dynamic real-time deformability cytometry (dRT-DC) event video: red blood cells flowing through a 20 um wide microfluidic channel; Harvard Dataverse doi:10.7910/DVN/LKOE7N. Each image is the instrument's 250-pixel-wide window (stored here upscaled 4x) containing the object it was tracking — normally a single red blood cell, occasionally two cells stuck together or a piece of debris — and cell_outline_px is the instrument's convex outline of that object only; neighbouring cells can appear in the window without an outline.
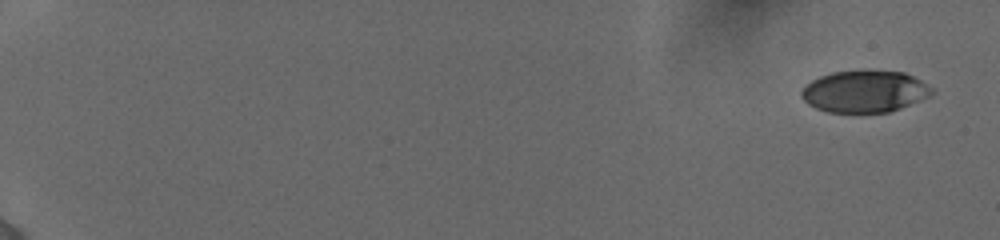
{"species": "human", "species_latin": "Homo sapiens", "temperature_condition": "cold", "stored_images_in_passage": 7, "camera_frame_rate_fps": 3000, "um_per_image_px": 0.085, "donor": {"sex": "female"}, "frame": {"image": 1, "passage_image": 1, "time_ms": 0.0, "image_size_px": [1000, 240], "cell_outline_px": [[936, 92], [920, 100], [900, 108], [888, 112], [828, 112], [816, 108], [808, 104], [800, 96], [800, 92], [812, 80], [820, 76], [832, 72], [904, 72], [920, 80], [932, 88]], "centroid_in_image_um": [73.48, 7.79], "position_along_channel_um": 11.5, "area_um2": 31.15}}
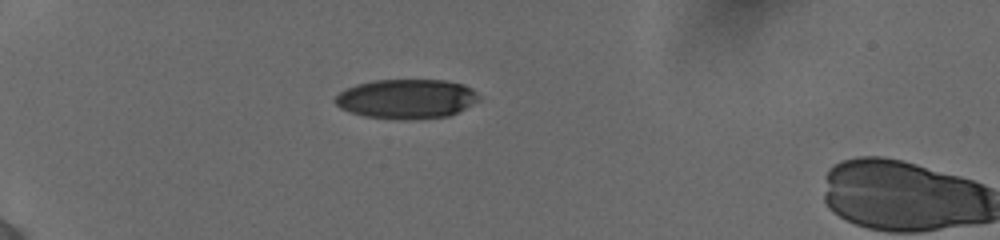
{"frame": {"image": 2, "passage_image": 6, "time_ms": 5.333, "image_size_px": [1000, 240], "cell_outline_px": [[480, 96], [476, 100], [464, 108], [448, 116], [404, 120], [400, 120], [364, 116], [340, 108], [336, 104], [336, 96], [340, 92], [356, 84], [372, 80], [444, 80], [464, 84], [472, 88]], "centroid_in_image_um": [34.54, 8.4], "position_along_channel_um": 50.5, "area_um2": 32.83}}